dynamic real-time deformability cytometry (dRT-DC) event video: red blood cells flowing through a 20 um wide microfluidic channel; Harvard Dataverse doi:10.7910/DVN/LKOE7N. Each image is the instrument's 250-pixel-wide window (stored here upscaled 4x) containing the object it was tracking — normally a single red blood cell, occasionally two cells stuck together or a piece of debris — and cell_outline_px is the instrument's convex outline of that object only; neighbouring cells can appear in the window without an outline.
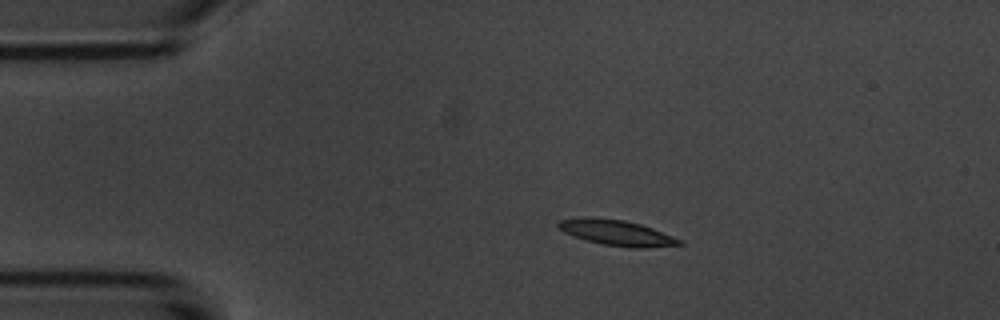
{"species": "common noctule bat (a hibernating species)", "species_latin": "Nyctalus noctula", "temperature_condition": "room temperature", "stored_images_in_passage": 9, "camera_frame_rate_fps": 3000, "um_per_image_px": 0.085, "animal": {"sex": "male", "body_mass_g": 20.1, "forearm_length_mm": 53.5}, "frame": {"image": 1, "passage_image": 1, "time_ms": 0.0, "image_size_px": [1000, 320], "cell_outline_px": [[684, 244], [648, 248], [628, 248], [600, 244], [584, 240], [564, 232], [556, 224], [560, 220], [624, 220], [640, 224], [652, 228], [684, 240]], "centroid_in_image_um": [52.56, 19.86], "position_along_channel_um": 32.4, "area_um2": 17.34}}
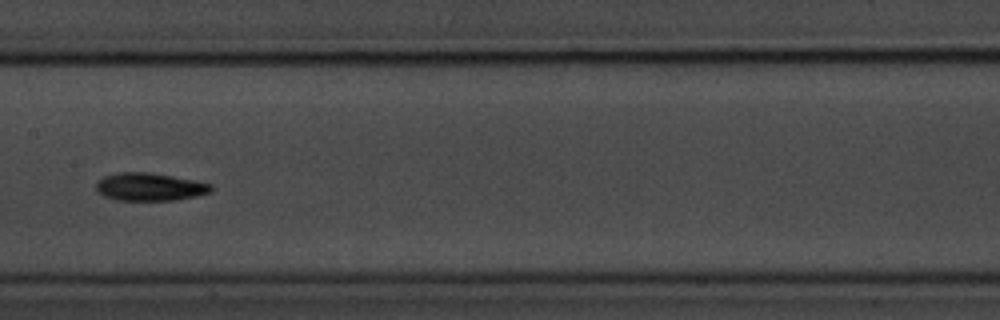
{"frame": {"image": 2, "passage_image": 6, "time_ms": 5.667, "image_size_px": [1000, 320], "cell_outline_px": [[212, 192], [196, 196], [172, 200], [116, 200], [104, 196], [96, 192], [96, 184], [104, 176], [116, 172], [152, 172], [212, 184]], "centroid_in_image_um": [12.7, 15.88], "position_along_channel_um": 194.7, "area_um2": 18.67}}
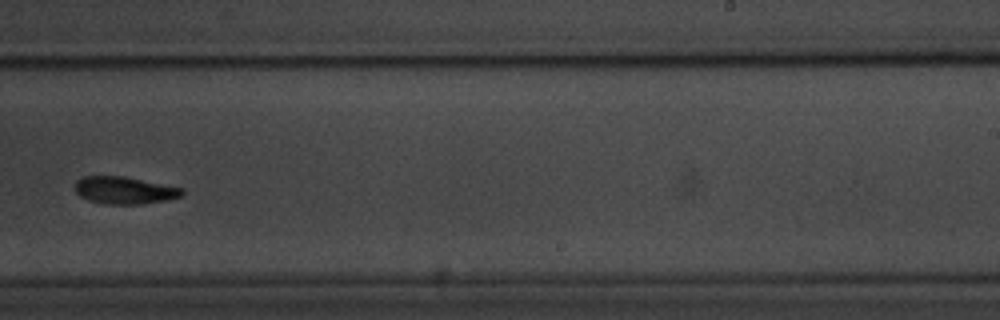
{"frame": {"image": 3, "passage_image": 8, "time_ms": 8.0, "image_size_px": [1000, 320], "cell_outline_px": [[184, 192], [180, 196], [164, 200], [140, 204], [104, 204], [88, 200], [80, 196], [76, 192], [76, 180], [84, 176], [124, 176], [184, 188]], "centroid_in_image_um": [10.56, 16.17], "position_along_channel_um": 278.4, "area_um2": 16.94}}